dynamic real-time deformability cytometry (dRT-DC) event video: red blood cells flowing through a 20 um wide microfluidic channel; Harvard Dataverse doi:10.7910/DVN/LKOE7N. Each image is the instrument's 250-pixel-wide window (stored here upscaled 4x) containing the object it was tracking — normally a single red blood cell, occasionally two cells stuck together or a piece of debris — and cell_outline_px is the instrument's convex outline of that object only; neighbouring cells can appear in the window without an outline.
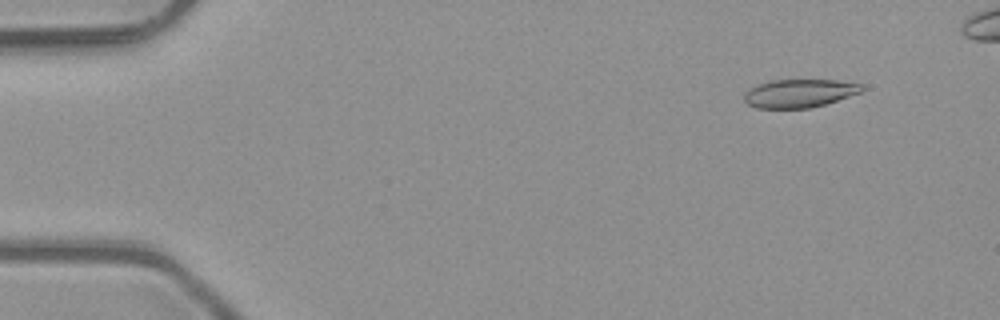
{"species": "common noctule bat (a hibernating species)", "species_latin": "Nyctalus noctula", "temperature_condition": "room temperature", "stored_images_in_passage": 44, "camera_frame_rate_fps": 3000, "um_per_image_px": 0.085, "animal": {"sex": "male", "body_mass_g": 23.1, "forearm_length_mm": 52.7}, "frame": {"image": 1, "passage_image": 1, "time_ms": 0.0, "image_size_px": [1000, 320], "cell_outline_px": [[864, 88], [860, 92], [824, 104], [808, 108], [756, 108], [748, 104], [744, 100], [744, 92], [760, 84], [772, 80], [836, 80], [860, 84]], "centroid_in_image_um": [67.91, 7.93], "position_along_channel_um": 17.1, "area_um2": 19.02}}
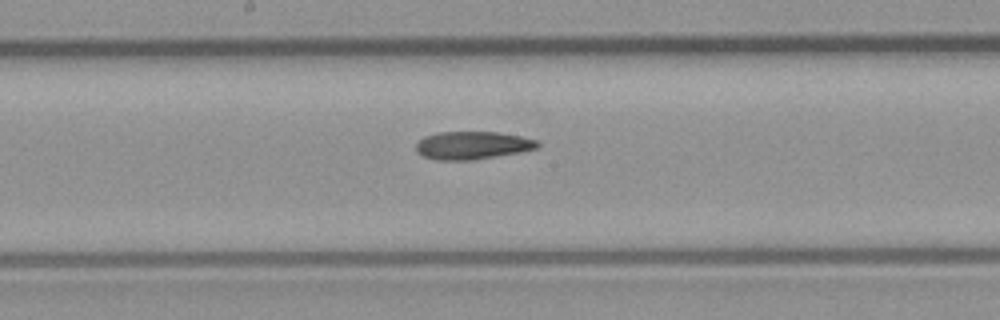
{"frame": {"image": 2, "passage_image": 23, "time_ms": 7.333, "image_size_px": [1000, 320], "cell_outline_px": [[540, 144], [536, 148], [520, 152], [472, 160], [436, 160], [424, 156], [416, 152], [416, 144], [424, 136], [440, 132], [496, 132], [520, 136], [536, 140]], "centroid_in_image_um": [40.13, 12.35], "position_along_channel_um": 208.1, "area_um2": 19.59}}
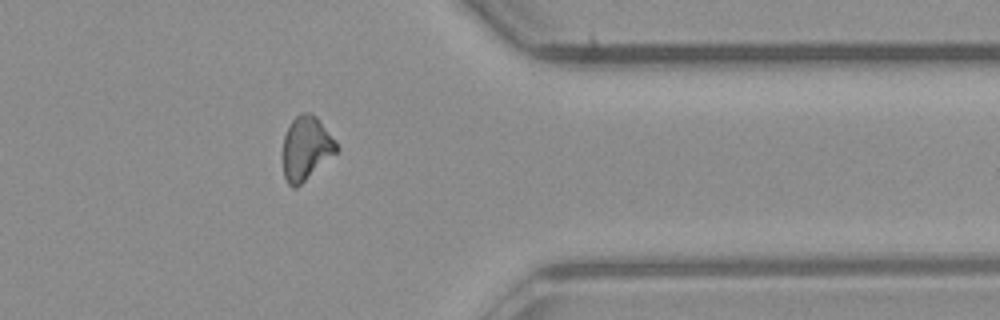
{"frame": {"image": 3, "passage_image": 37, "time_ms": 12.0, "image_size_px": [1000, 320], "cell_outline_px": [[340, 148], [336, 152], [296, 188], [292, 188], [288, 184], [284, 176], [284, 136], [292, 120], [300, 112], [312, 112], [316, 116], [336, 140]], "centroid_in_image_um": [26.04, 12.57], "position_along_channel_um": 385.4, "area_um2": 19.71}, "authors_computed_cell_mechanics": {"area_um2": 19.941, "velocity_mm_per_s": 4.0903, "shape_relaxation_time_tau1_ms": null, "shape_relaxation_time_tau2_ms": 4.5407, "deformation_change_tau1": null, "deformation_change_tau2": 0.1376}}